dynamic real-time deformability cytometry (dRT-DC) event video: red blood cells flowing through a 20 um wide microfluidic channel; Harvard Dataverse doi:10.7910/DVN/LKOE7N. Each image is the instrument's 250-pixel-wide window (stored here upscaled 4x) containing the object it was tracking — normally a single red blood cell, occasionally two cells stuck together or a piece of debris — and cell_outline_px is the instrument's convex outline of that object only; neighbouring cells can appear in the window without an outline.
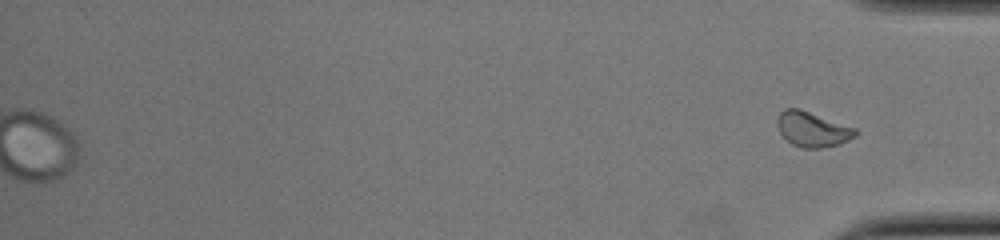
{"species": "common noctule bat (a hibernating species)", "species_latin": "Nyctalus noctula", "temperature_condition": "cold", "stored_images_in_passage": 54, "segment_of_instrument_passage": [2, 2], "camera_frame_rate_fps": 3000, "um_per_image_px": 0.085, "animal": {"sex": "female", "body_mass_g": 22.0, "forearm_length_mm": 56.7}, "frame": {"image": 1, "passage_image": 54, "time_ms": 17.667, "image_size_px": [1000, 240], "cell_outline_px": [[860, 132], [856, 136], [840, 144], [820, 148], [804, 148], [792, 144], [780, 132], [776, 124], [776, 120], [780, 112], [784, 108], [800, 108], [856, 128]], "centroid_in_image_um": [69.07, 10.97], "position_along_channel_um": 366.1, "area_um2": 16.07}}